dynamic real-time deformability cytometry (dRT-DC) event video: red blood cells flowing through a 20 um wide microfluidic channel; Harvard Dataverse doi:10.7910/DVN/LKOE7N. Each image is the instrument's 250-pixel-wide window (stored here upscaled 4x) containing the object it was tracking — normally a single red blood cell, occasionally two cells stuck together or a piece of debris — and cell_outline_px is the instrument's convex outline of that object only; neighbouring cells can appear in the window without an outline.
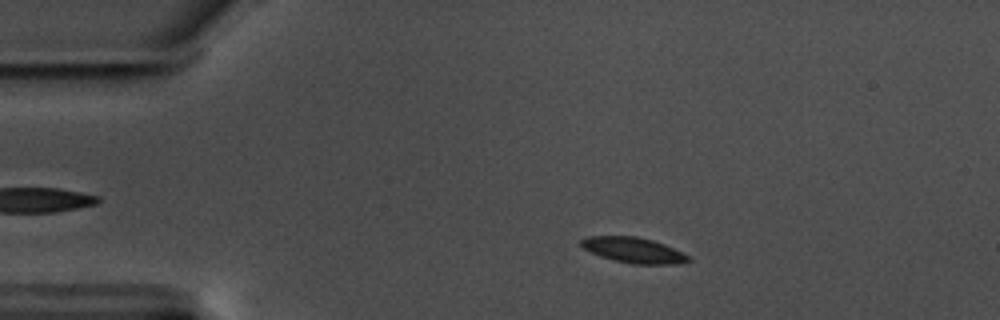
{"species": "common noctule bat (a hibernating species)", "species_latin": "Nyctalus noctula", "temperature_condition": "warm", "stored_images_in_passage": 57, "camera_frame_rate_fps": 3000, "um_per_image_px": 0.085, "animal": {"sex": "male", "body_mass_g": 17.5, "forearm_length_mm": 52.3}, "frame": {"image": 1, "passage_image": 10, "time_ms": 3.0, "image_size_px": [1000, 320], "cell_outline_px": [[692, 260], [676, 264], [632, 264], [600, 256], [584, 248], [580, 244], [580, 240], [588, 236], [636, 236], [652, 240], [664, 244], [692, 256]], "centroid_in_image_um": [53.9, 21.26], "position_along_channel_um": 31.1, "area_um2": 15.9}}
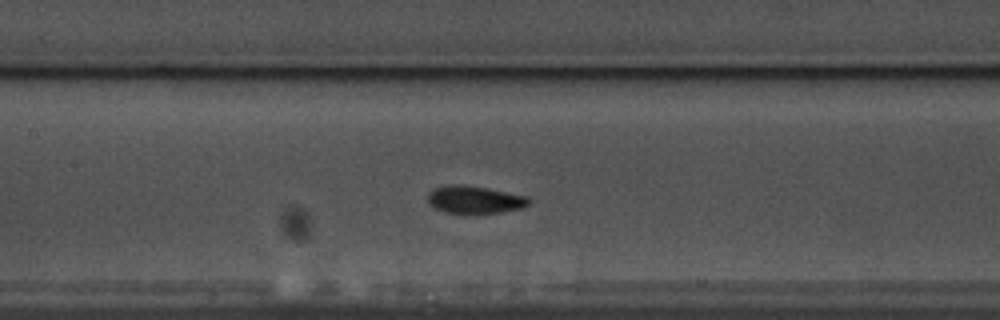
{"frame": {"image": 2, "passage_image": 26, "time_ms": 8.333, "image_size_px": [1000, 320], "cell_outline_px": [[532, 204], [520, 208], [480, 216], [468, 216], [444, 212], [428, 204], [428, 192], [432, 188], [448, 184], [460, 184], [484, 188], [528, 196], [532, 200]], "centroid_in_image_um": [40.33, 17.02], "position_along_channel_um": 167.1, "area_um2": 17.05}}
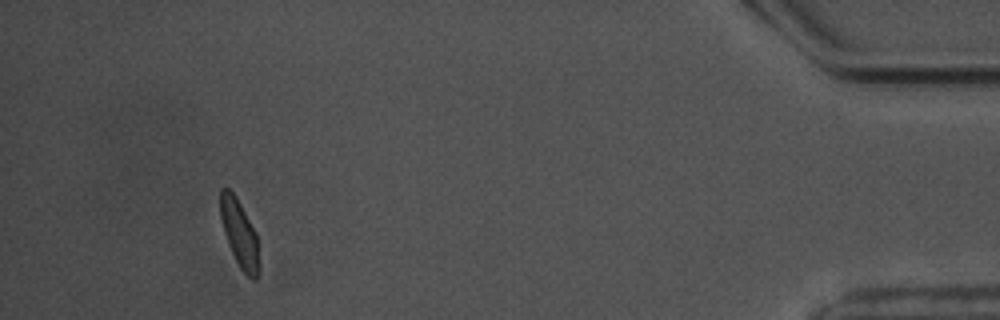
{"frame": {"image": 3, "passage_image": 53, "time_ms": 17.333, "image_size_px": [1000, 320], "cell_outline_px": [[260, 276], [256, 280], [252, 280], [240, 268], [228, 244], [224, 232], [220, 216], [220, 188], [228, 188], [236, 196], [256, 232], [260, 264]], "centroid_in_image_um": [20.38, 19.89], "position_along_channel_um": 414.8, "area_um2": 15.37}, "authors_computed_cell_mechanics": {"area_um2": 15.7216, "velocity_mm_per_s": 3.5149, "shape_relaxation_time_tau1_ms": 2.4072, "shape_relaxation_time_tau2_ms": 1.1544, "deformation_change_tau1": 0.0946, "deformation_change_tau2": 0.0594}}